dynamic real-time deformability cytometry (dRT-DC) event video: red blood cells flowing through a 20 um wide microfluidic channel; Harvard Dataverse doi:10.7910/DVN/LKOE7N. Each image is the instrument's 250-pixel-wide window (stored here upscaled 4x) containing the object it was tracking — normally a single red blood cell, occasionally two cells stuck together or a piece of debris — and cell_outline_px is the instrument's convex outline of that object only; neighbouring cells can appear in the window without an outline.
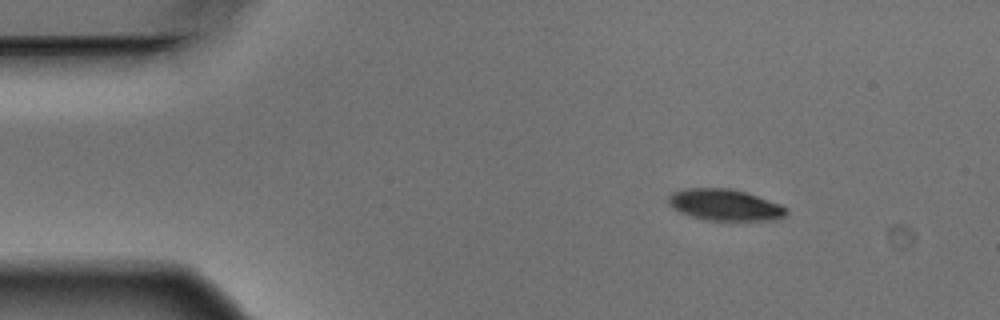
{"species": "Egyptian fruit bat (a non-hibernating species)", "species_latin": "Rousettus aegyptiacus", "temperature_condition": "warm", "stored_images_in_passage": 3, "camera_frame_rate_fps": 3000, "um_per_image_px": 0.085, "animal": {"sex": "male"}, "frame": {"image": 1, "passage_image": 1, "time_ms": 0.0, "image_size_px": [1000, 320], "cell_outline_px": [[788, 212], [784, 216], [776, 220], [704, 220], [680, 212], [668, 204], [668, 196], [672, 192], [684, 188], [732, 188], [780, 204], [788, 208]], "centroid_in_image_um": [61.6, 17.41], "position_along_channel_um": 23.4, "area_um2": 21.56}}